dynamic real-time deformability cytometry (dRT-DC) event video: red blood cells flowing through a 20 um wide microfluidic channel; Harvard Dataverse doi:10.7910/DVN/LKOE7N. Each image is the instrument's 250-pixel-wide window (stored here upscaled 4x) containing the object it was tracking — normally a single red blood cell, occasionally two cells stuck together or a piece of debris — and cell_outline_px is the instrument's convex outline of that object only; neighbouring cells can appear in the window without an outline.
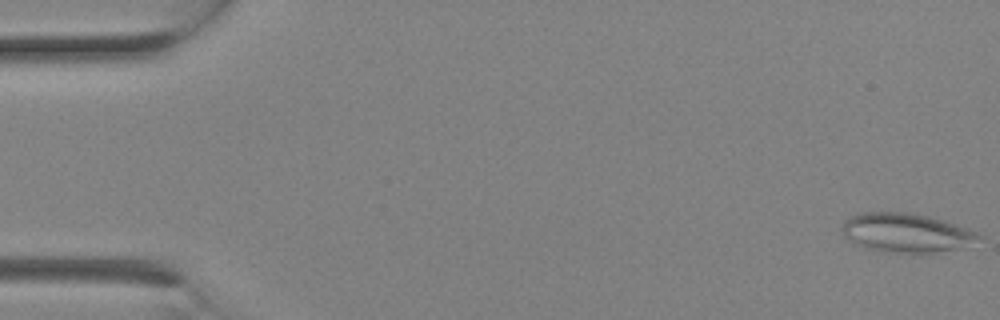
{"species": "Egyptian fruit bat (a non-hibernating species)", "species_latin": "Rousettus aegyptiacus", "temperature_condition": "room temperature", "stored_images_in_passage": 4, "camera_frame_rate_fps": 3000, "um_per_image_px": 0.085, "animal": {"sex": "female"}, "frame": {"image": 1, "passage_image": 1, "time_ms": 0.0, "image_size_px": [1000, 320], "cell_outline_px": [[980, 236], [956, 248], [932, 252], [888, 252], [868, 248], [856, 244], [844, 236], [840, 228], [844, 220], [856, 212], [912, 212], [944, 220], [968, 228], [976, 232]], "centroid_in_image_um": [76.9, 19.74], "position_along_channel_um": 8.1, "area_um2": 30.58}}